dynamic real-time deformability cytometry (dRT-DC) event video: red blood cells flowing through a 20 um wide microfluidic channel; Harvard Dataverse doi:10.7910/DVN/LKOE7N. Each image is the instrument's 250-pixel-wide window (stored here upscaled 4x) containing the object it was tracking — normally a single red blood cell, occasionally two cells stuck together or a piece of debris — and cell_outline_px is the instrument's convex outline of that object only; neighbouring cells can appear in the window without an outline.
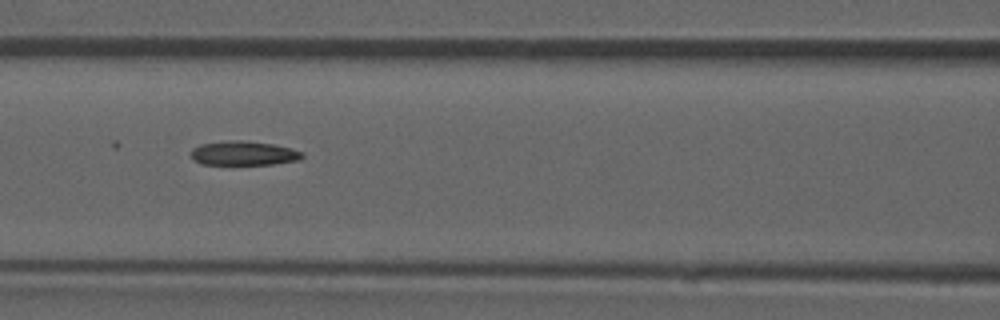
{"species": "common noctule bat (a hibernating species)", "species_latin": "Nyctalus noctula", "temperature_condition": "room temperature", "stored_images_in_passage": 53, "camera_frame_rate_fps": 3000, "um_per_image_px": 0.085, "animal": {"sex": "male", "forearm_length_mm": 52.5}, "frame": {"image": 1, "passage_image": 23, "time_ms": 7.333, "image_size_px": [1000, 320], "cell_outline_px": [[304, 156], [300, 160], [272, 164], [204, 164], [196, 160], [192, 156], [192, 148], [200, 144], [232, 140], [244, 140], [272, 144], [292, 148], [304, 152]], "centroid_in_image_um": [20.77, 13.01], "position_along_channel_um": 145.8, "area_um2": 15.61}}